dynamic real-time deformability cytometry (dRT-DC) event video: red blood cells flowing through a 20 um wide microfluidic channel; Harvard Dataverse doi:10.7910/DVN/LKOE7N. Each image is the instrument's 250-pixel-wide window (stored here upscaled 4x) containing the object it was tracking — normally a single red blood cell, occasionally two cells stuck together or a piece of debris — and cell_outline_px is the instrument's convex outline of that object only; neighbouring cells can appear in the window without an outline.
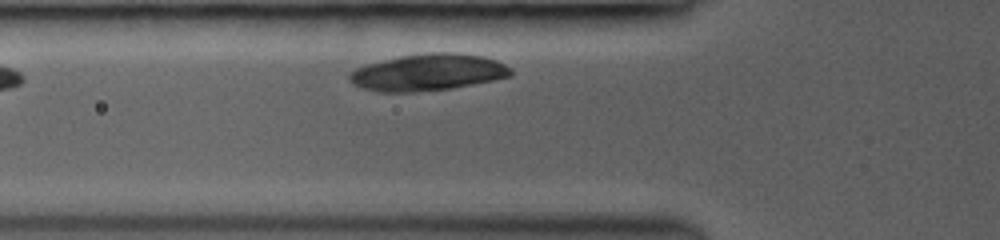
{"species": "common noctule bat (a hibernating species)", "species_latin": "Nyctalus noctula", "temperature_condition": "room temperature", "stored_images_in_passage": 3, "segment_of_instrument_passage": [2, 2], "camera_frame_rate_fps": 3000, "um_per_image_px": 0.085, "animal": {"sex": "female", "body_mass_g": 19.0, "forearm_length_mm": 53.3}, "frame": {"image": 1, "passage_image": 3, "time_ms": 1.667, "image_size_px": [1000, 240], "cell_outline_px": [[512, 76], [452, 88], [416, 92], [376, 92], [364, 88], [348, 80], [348, 76], [356, 68], [364, 64], [400, 56], [428, 52], [456, 52], [484, 56], [496, 60], [512, 68]], "centroid_in_image_um": [36.38, 6.14], "position_along_channel_um": 89.4, "area_um2": 34.68}}